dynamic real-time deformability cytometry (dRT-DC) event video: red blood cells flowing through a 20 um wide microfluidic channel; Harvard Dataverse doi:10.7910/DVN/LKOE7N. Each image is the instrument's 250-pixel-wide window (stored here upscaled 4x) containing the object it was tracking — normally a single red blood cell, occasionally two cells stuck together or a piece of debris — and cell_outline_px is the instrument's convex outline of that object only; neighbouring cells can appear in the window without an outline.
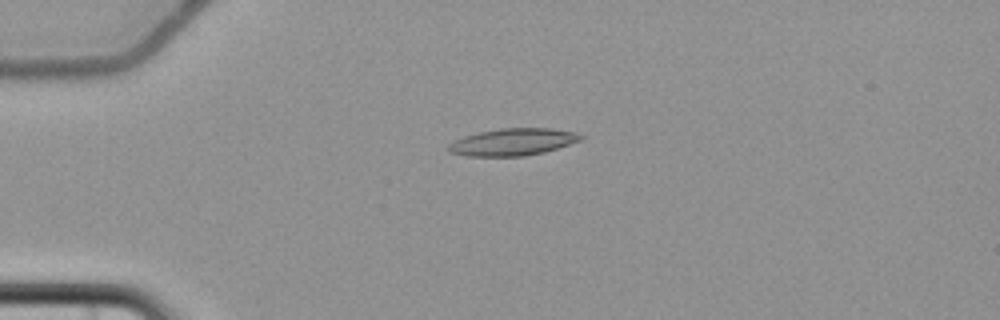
{"species": "common noctule bat (a hibernating species)", "species_latin": "Nyctalus noctula", "temperature_condition": "cold", "stored_images_in_passage": 4, "camera_frame_rate_fps": 3000, "um_per_image_px": 0.085, "animal": {"sex": "female", "body_mass_g": 22.7, "forearm_length_mm": 54.2}, "frame": {"image": 1, "passage_image": 3, "time_ms": 3.333, "image_size_px": [1000, 320], "cell_outline_px": [[584, 136], [580, 140], [544, 152], [524, 156], [464, 156], [448, 152], [448, 144], [464, 136], [480, 132], [500, 128], [552, 128], [576, 132]], "centroid_in_image_um": [43.57, 12.07], "position_along_channel_um": 41.4, "area_um2": 20.81}}